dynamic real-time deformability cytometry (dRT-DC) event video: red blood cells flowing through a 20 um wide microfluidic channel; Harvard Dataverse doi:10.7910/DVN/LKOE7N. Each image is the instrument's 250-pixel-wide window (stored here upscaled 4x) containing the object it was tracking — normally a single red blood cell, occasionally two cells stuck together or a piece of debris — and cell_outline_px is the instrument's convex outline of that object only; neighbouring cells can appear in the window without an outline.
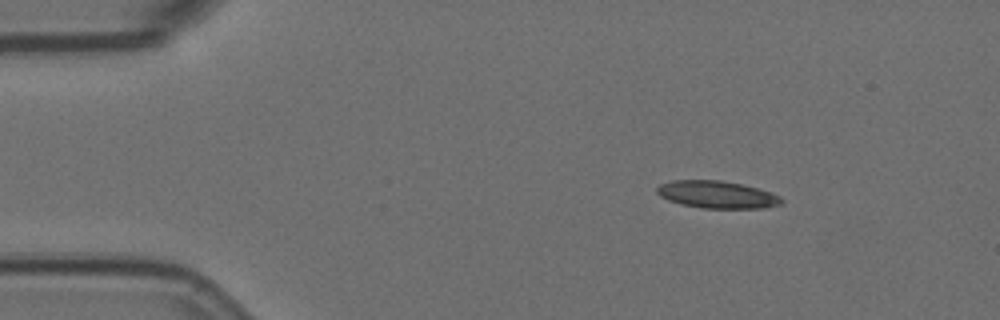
{"species": "Egyptian fruit bat (a non-hibernating species)", "species_latin": "Rousettus aegyptiacus", "temperature_condition": "room temperature", "stored_images_in_passage": 4, "camera_frame_rate_fps": 3000, "um_per_image_px": 0.085, "animal": {"sex": "female"}, "frame": {"image": 1, "passage_image": 2, "time_ms": 0.333, "image_size_px": [1000, 320], "cell_outline_px": [[784, 204], [764, 208], [704, 208], [680, 204], [668, 200], [660, 196], [656, 192], [656, 188], [660, 184], [672, 180], [720, 180], [740, 184], [772, 192], [780, 196], [784, 200]], "centroid_in_image_um": [60.96, 16.54], "position_along_channel_um": 24.0, "area_um2": 19.94}}